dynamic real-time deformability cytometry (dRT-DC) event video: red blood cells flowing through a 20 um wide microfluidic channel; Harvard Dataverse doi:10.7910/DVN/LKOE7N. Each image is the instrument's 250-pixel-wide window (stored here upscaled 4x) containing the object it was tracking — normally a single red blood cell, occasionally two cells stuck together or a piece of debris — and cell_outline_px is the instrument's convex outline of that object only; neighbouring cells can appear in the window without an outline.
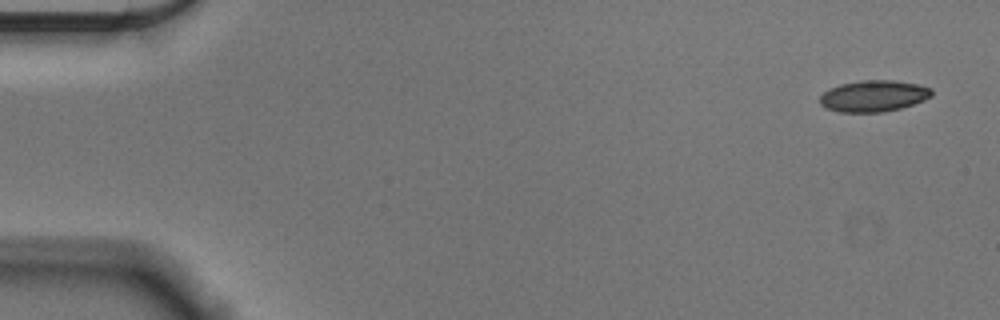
{"species": "Egyptian fruit bat (a non-hibernating species)", "species_latin": "Rousettus aegyptiacus", "temperature_condition": "cold", "stored_images_in_passage": 14, "camera_frame_rate_fps": 3000, "um_per_image_px": 0.085, "animal": {"sex": "male"}, "frame": {"image": 1, "passage_image": 1, "time_ms": 0.0, "image_size_px": [1000, 320], "cell_outline_px": [[932, 96], [924, 100], [900, 108], [884, 112], [840, 112], [824, 108], [820, 104], [820, 96], [824, 92], [840, 84], [860, 80], [896, 80], [916, 84], [932, 88]], "centroid_in_image_um": [74.25, 8.16], "position_along_channel_um": 10.7, "area_um2": 20.46}}
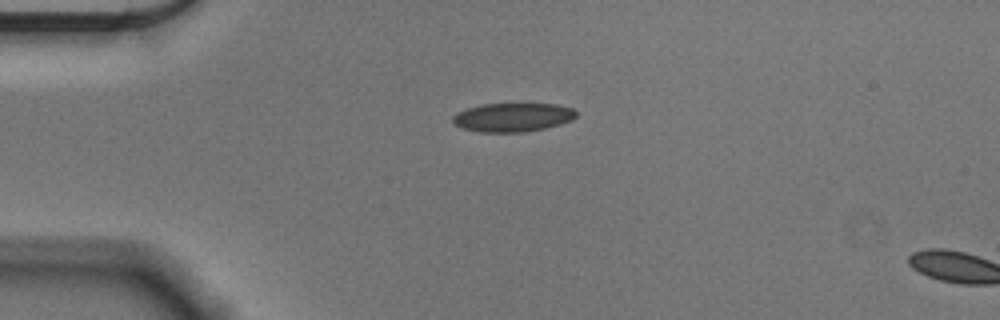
{"frame": {"image": 2, "passage_image": 12, "time_ms": 3.667, "image_size_px": [1000, 320], "cell_outline_px": [[576, 116], [572, 120], [560, 124], [544, 128], [524, 132], [476, 132], [460, 128], [452, 124], [452, 116], [456, 112], [480, 104], [556, 104], [572, 108], [576, 112]], "centroid_in_image_um": [43.52, 9.98], "position_along_channel_um": 41.5, "area_um2": 20.87}}